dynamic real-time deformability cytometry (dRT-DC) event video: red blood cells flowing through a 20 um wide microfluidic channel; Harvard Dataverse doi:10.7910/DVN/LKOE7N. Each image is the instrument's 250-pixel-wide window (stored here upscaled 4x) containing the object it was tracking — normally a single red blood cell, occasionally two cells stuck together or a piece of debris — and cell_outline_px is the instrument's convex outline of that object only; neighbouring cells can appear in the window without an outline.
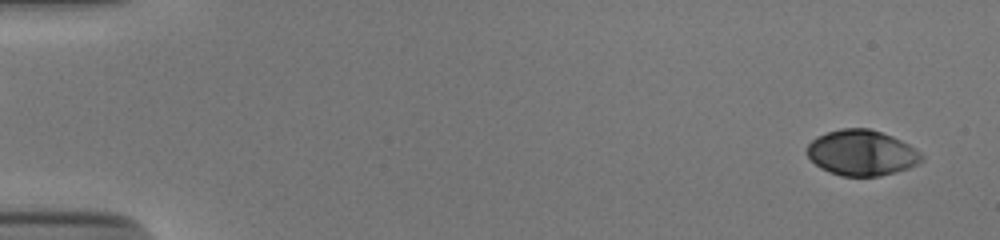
{"species": "human", "species_latin": "Homo sapiens", "temperature_condition": "cold", "stored_images_in_passage": 52, "camera_frame_rate_fps": 3000, "um_per_image_px": 0.085, "donor": {"sex": "male"}, "frame": {"image": 1, "passage_image": 1, "time_ms": 0.0, "image_size_px": [1000, 240], "cell_outline_px": [[924, 160], [908, 168], [896, 172], [880, 176], [840, 176], [828, 172], [820, 168], [808, 156], [808, 144], [816, 136], [840, 128], [868, 128], [892, 136], [908, 144], [920, 152], [924, 156]], "centroid_in_image_um": [73.24, 12.99], "position_along_channel_um": 11.8, "area_um2": 30.4}}
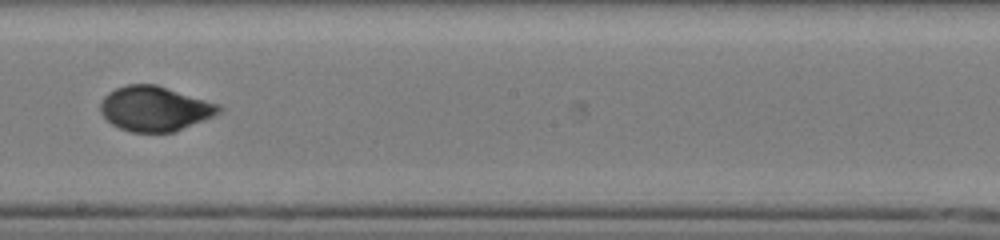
{"frame": {"image": 2, "passage_image": 30, "time_ms": 9.667, "image_size_px": [1000, 240], "cell_outline_px": [[224, 108], [220, 112], [212, 116], [176, 132], [132, 132], [120, 128], [112, 124], [100, 112], [100, 104], [104, 96], [108, 92], [116, 88], [128, 84], [156, 84], [220, 104]], "centroid_in_image_um": [13.16, 9.23], "position_along_channel_um": 235.0, "area_um2": 30.98}}
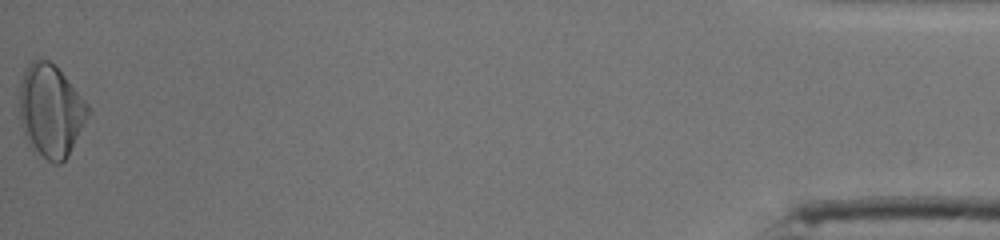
{"frame": {"image": 3, "passage_image": 52, "time_ms": 17.0, "image_size_px": [1000, 240], "cell_outline_px": [[88, 116], [68, 156], [60, 164], [56, 164], [32, 152], [24, 136], [20, 124], [20, 84], [24, 68], [32, 60], [48, 60], [64, 76], [88, 104]], "centroid_in_image_um": [4.27, 9.46], "position_along_channel_um": 430.9, "area_um2": 36.82}, "authors_computed_cell_mechanics": {"area_um2": 30.8074, "velocity_mm_per_s": 3.8801, "shape_relaxation_time_tau1_ms": 6.7744, "shape_relaxation_time_tau2_ms": 0.8084, "deformation_change_tau1": 0.233, "deformation_change_tau2": 0.0397}}